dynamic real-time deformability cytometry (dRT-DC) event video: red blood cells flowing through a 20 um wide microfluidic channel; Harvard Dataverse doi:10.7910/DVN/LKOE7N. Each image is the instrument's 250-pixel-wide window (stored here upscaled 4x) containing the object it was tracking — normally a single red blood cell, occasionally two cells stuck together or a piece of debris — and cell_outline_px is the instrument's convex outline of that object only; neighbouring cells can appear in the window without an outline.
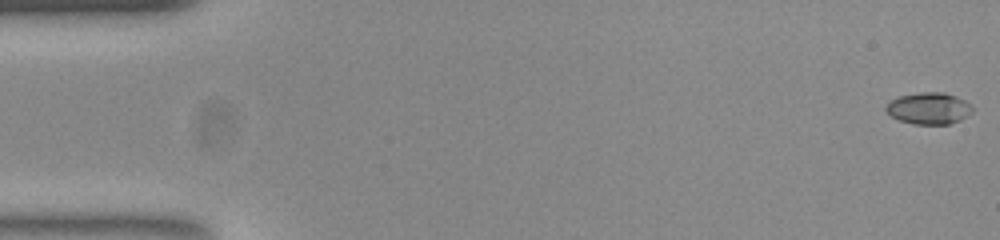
{"species": "common noctule bat (a hibernating species)", "species_latin": "Nyctalus noctula", "temperature_condition": "room temperature", "stored_images_in_passage": 54, "camera_frame_rate_fps": 3000, "um_per_image_px": 0.085, "animal": {"sex": "female", "body_mass_g": 23.0, "forearm_length_mm": 53.4}, "frame": {"image": 1, "passage_image": 1, "time_ms": 0.0, "image_size_px": [1000, 240], "cell_outline_px": [[972, 112], [960, 120], [948, 124], [912, 124], [900, 120], [892, 116], [884, 108], [892, 100], [900, 96], [920, 92], [944, 92], [956, 96], [964, 100], [972, 108]], "centroid_in_image_um": [78.95, 9.21], "position_along_channel_um": 6.0, "area_um2": 15.72}}
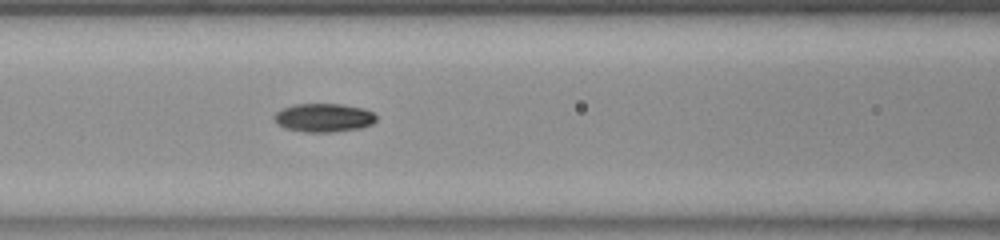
{"frame": {"image": 2, "passage_image": 23, "time_ms": 7.333, "image_size_px": [1000, 240], "cell_outline_px": [[376, 120], [372, 124], [360, 128], [332, 132], [304, 132], [284, 128], [276, 124], [272, 116], [276, 112], [292, 104], [340, 104], [364, 108], [372, 112], [376, 116]], "centroid_in_image_um": [27.48, 10.01], "position_along_channel_um": 139.1, "area_um2": 17.11}}
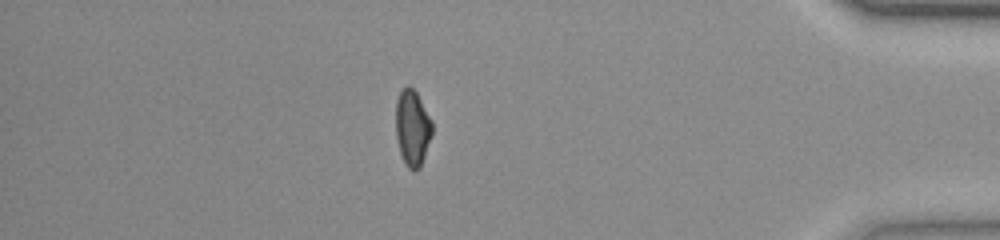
{"frame": {"image": 3, "passage_image": 47, "time_ms": 15.333, "image_size_px": [1000, 240], "cell_outline_px": [[432, 136], [420, 168], [408, 168], [404, 164], [400, 152], [396, 136], [396, 100], [400, 92], [408, 84], [416, 92], [432, 120]], "centroid_in_image_um": [35.06, 10.86], "position_along_channel_um": 400.1, "area_um2": 16.07}, "authors_computed_cell_mechanics": {"area_um2": 16.1551, "velocity_mm_per_s": 3.8152, "shape_relaxation_time_tau1_ms": 6.0919, "shape_relaxation_time_tau2_ms": 6.4965, "deformation_change_tau1": 0.198, "deformation_change_tau2": 0.0902}}